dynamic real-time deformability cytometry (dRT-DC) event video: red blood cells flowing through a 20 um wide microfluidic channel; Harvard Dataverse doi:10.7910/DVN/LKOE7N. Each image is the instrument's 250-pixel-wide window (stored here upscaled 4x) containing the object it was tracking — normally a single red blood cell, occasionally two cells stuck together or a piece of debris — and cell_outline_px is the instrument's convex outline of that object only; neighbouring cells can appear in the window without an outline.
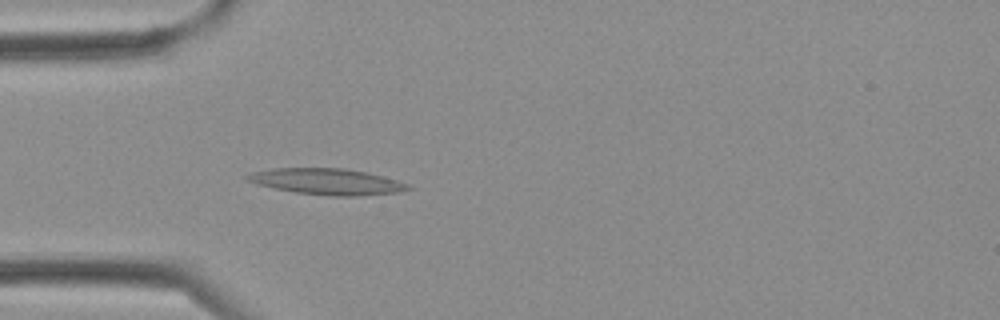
{"species": "Egyptian fruit bat (a non-hibernating species)", "species_latin": "Rousettus aegyptiacus", "temperature_condition": "cold", "stored_images_in_passage": 3, "camera_frame_rate_fps": 3000, "um_per_image_px": 0.085, "frame": {"image": 1, "passage_image": 3, "time_ms": 0.667, "image_size_px": [1000, 320], "cell_outline_px": [[412, 188], [396, 192], [360, 196], [332, 196], [296, 192], [256, 184], [248, 180], [244, 176], [252, 172], [272, 168], [344, 168], [364, 172], [396, 180], [408, 184]], "centroid_in_image_um": [27.76, 15.43], "position_along_channel_um": 57.2, "area_um2": 24.1}}